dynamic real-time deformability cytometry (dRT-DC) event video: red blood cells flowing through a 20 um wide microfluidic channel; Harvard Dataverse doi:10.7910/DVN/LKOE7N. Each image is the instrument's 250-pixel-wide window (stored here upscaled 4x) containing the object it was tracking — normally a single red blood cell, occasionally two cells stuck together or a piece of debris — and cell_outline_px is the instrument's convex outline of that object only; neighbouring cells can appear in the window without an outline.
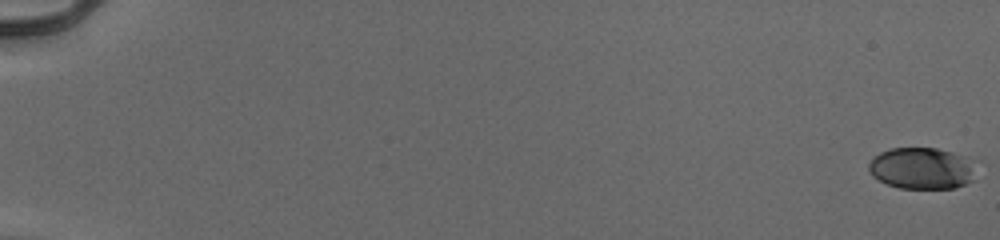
{"species": "human", "species_latin": "Homo sapiens", "temperature_condition": "cold", "stored_images_in_passage": 56, "camera_frame_rate_fps": 3000, "um_per_image_px": 0.085, "donor": {"sex": "male"}, "frame": {"image": 1, "passage_image": 1, "time_ms": 0.0, "image_size_px": [1000, 240], "cell_outline_px": [[984, 160], [976, 180], [956, 188], [900, 188], [888, 184], [872, 176], [868, 168], [868, 164], [872, 156], [880, 152], [892, 148], [936, 148]], "centroid_in_image_um": [78.56, 14.29], "position_along_channel_um": 6.4, "area_um2": 27.4}}
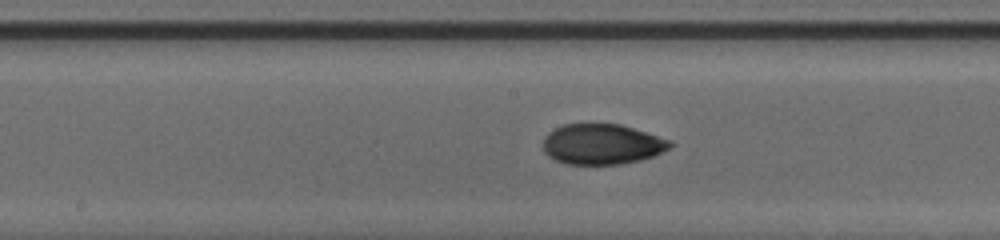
{"frame": {"image": 2, "passage_image": 32, "time_ms": 10.333, "image_size_px": [1000, 240], "cell_outline_px": [[672, 144], [668, 148], [652, 156], [640, 160], [620, 164], [564, 164], [548, 156], [544, 152], [544, 136], [548, 132], [564, 124], [620, 124], [672, 140]], "centroid_in_image_um": [51.15, 12.25], "position_along_channel_um": 197.1, "area_um2": 29.77}}
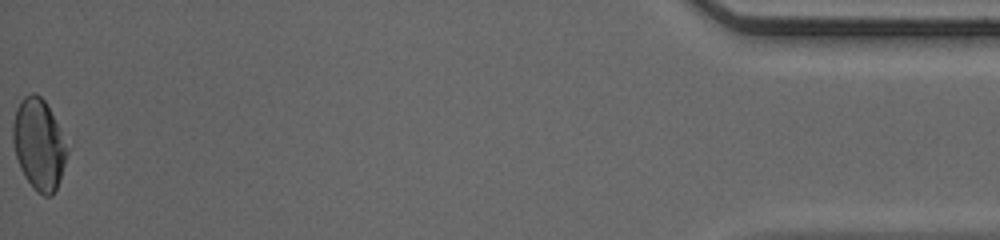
{"frame": {"image": 3, "passage_image": 56, "time_ms": 18.333, "image_size_px": [1000, 240], "cell_outline_px": [[68, 152], [56, 188], [52, 196], [44, 196], [36, 192], [32, 188], [24, 176], [20, 168], [16, 156], [12, 140], [12, 124], [16, 108], [20, 100], [24, 96], [32, 92], [36, 92], [44, 100], [68, 148]], "centroid_in_image_um": [3.26, 12.28], "position_along_channel_um": 431.9, "area_um2": 28.44}, "authors_computed_cell_mechanics": {"area_um2": 28.6977, "velocity_mm_per_s": 3.984, "shape_relaxation_time_tau1_ms": 8.3419, "shape_relaxation_time_tau2_ms": 1.7712, "deformation_change_tau1": 0.1925, "deformation_change_tau2": 0.0526}}